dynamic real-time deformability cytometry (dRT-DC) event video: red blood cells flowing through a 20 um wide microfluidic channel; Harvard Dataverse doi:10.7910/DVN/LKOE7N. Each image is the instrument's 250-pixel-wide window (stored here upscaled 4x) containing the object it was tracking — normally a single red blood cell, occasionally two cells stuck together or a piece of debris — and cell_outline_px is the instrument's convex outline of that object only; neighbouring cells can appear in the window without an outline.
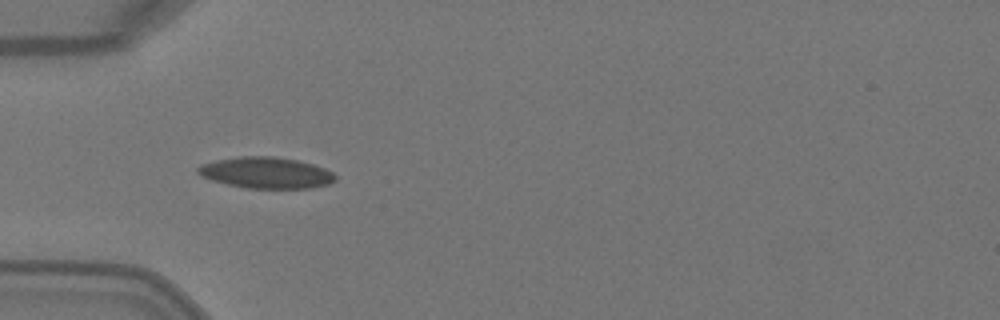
{"species": "Egyptian fruit bat (a non-hibernating species)", "species_latin": "Rousettus aegyptiacus", "temperature_condition": "warm", "stored_images_in_passage": 6, "camera_frame_rate_fps": 3000, "um_per_image_px": 0.085, "animal": {"sex": "female"}, "frame": {"image": 1, "passage_image": 4, "time_ms": 1.0, "image_size_px": [1000, 320], "cell_outline_px": [[336, 180], [328, 184], [312, 188], [244, 188], [212, 180], [196, 172], [196, 168], [200, 164], [216, 160], [240, 156], [272, 156], [296, 160], [312, 164], [324, 168], [332, 172], [336, 176]], "centroid_in_image_um": [22.61, 14.68], "position_along_channel_um": 62.4, "area_um2": 24.91}}
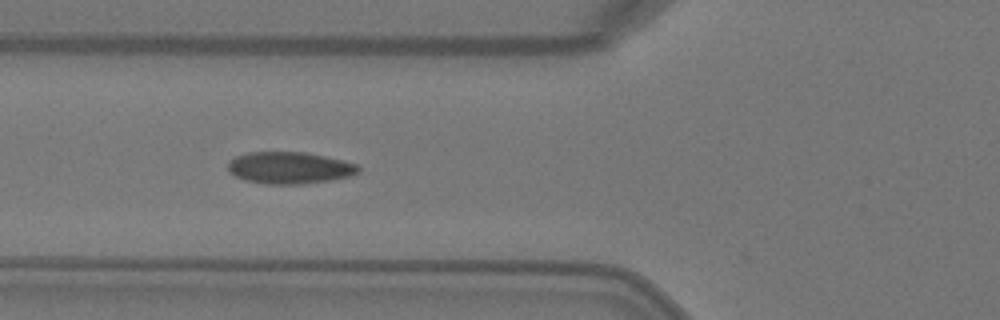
{"frame": {"image": 2, "passage_image": 5, "time_ms": 1.333, "image_size_px": [1000, 320], "cell_outline_px": [[360, 172], [352, 176], [332, 180], [300, 184], [268, 184], [244, 180], [228, 172], [228, 160], [236, 156], [248, 152], [304, 152], [324, 156], [356, 164], [360, 168]], "centroid_in_image_um": [24.59, 14.27], "position_along_channel_um": 101.2, "area_um2": 24.28}}